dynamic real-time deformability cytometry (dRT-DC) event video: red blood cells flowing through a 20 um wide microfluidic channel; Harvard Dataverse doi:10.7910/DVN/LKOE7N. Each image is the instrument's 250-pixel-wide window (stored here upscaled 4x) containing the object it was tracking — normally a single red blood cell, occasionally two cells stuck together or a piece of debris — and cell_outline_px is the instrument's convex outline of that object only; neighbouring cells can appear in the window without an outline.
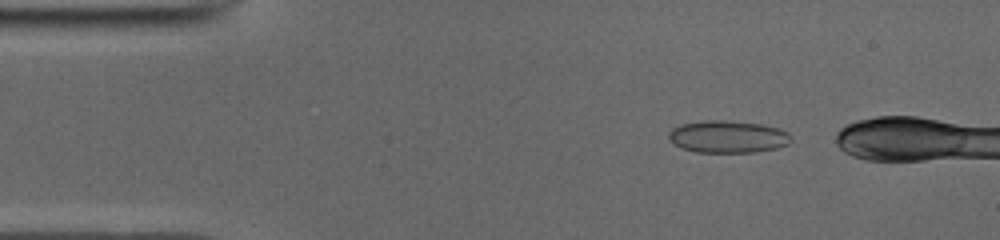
{"species": "common noctule bat (a hibernating species)", "species_latin": "Nyctalus noctula", "temperature_condition": "cold", "stored_images_in_passage": 11, "camera_frame_rate_fps": 3000, "um_per_image_px": 0.085, "animal": {"sex": "male", "body_mass_g": 19.0, "forearm_length_mm": 50.8}, "frame": {"image": 1, "passage_image": 5, "time_ms": 1.333, "image_size_px": [1000, 240], "cell_outline_px": [[788, 144], [776, 148], [756, 152], [696, 152], [684, 148], [676, 144], [668, 136], [668, 132], [672, 128], [680, 124], [704, 120], [724, 120], [760, 124], [776, 128], [788, 132]], "centroid_in_image_um": [61.83, 11.61], "position_along_channel_um": 23.2, "area_um2": 22.66}}